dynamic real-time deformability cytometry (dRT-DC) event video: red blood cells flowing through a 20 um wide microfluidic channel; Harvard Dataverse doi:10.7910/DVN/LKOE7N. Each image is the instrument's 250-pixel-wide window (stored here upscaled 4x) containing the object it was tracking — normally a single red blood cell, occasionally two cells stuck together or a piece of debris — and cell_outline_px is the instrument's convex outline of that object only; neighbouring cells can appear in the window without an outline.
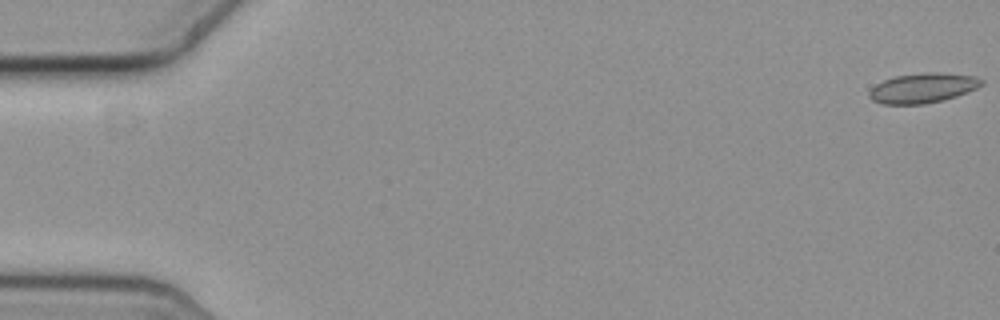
{"species": "common noctule bat (a hibernating species)", "species_latin": "Nyctalus noctula", "temperature_condition": "cold", "stored_images_in_passage": 18, "camera_frame_rate_fps": 3000, "um_per_image_px": 0.085, "animal": {"sex": "female", "body_mass_g": 19.3, "forearm_length_mm": 54.1}, "frame": {"image": 1, "passage_image": 1, "time_ms": 0.0, "image_size_px": [1000, 320], "cell_outline_px": [[984, 84], [968, 92], [944, 100], [924, 104], [880, 104], [872, 100], [868, 96], [868, 92], [876, 84], [892, 76], [924, 72], [936, 72], [976, 76], [984, 80]], "centroid_in_image_um": [78.43, 7.48], "position_along_channel_um": 6.6, "area_um2": 19.77}}
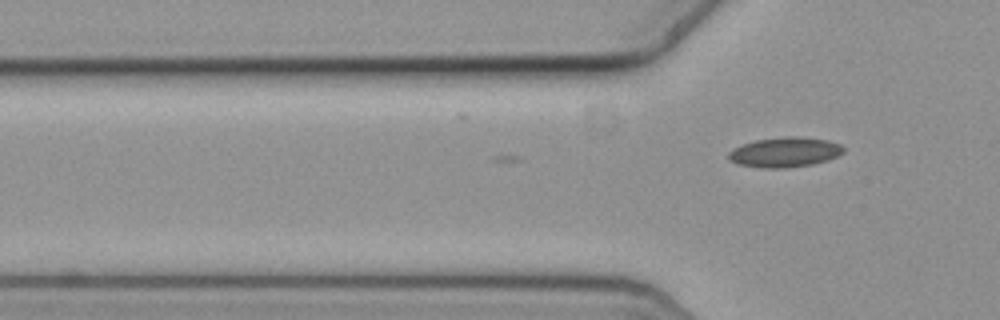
{"frame": {"image": 2, "passage_image": 18, "time_ms": 5.667, "image_size_px": [1000, 320], "cell_outline_px": [[844, 152], [828, 160], [812, 164], [784, 168], [768, 168], [740, 164], [732, 160], [728, 156], [728, 152], [732, 148], [756, 140], [784, 136], [800, 136], [828, 140], [840, 144], [844, 148]], "centroid_in_image_um": [66.74, 12.92], "position_along_channel_um": 59.1, "area_um2": 19.88}}